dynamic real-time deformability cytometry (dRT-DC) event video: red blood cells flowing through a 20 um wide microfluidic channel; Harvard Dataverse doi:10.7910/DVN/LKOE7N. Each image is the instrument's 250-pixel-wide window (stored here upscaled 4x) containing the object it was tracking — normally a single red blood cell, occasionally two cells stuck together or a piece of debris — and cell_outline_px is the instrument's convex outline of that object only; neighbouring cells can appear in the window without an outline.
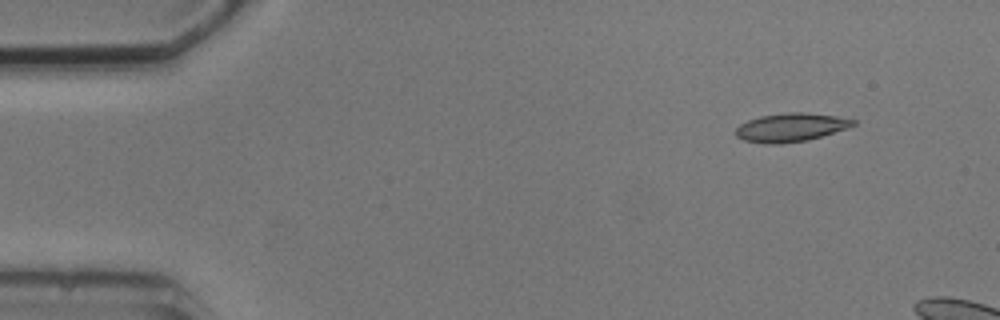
{"species": "common noctule bat (a hibernating species)", "species_latin": "Nyctalus noctula", "temperature_condition": "cold", "stored_images_in_passage": 4, "camera_frame_rate_fps": 3000, "um_per_image_px": 0.085, "animal": {"sex": "male", "body_mass_g": 20.5, "forearm_length_mm": 52.5}, "frame": {"image": 1, "passage_image": 2, "time_ms": 1.333, "image_size_px": [1000, 320], "cell_outline_px": [[856, 124], [848, 128], [808, 140], [780, 144], [764, 144], [744, 140], [736, 136], [736, 128], [740, 124], [748, 120], [760, 116], [788, 112], [804, 112], [836, 116], [856, 120]], "centroid_in_image_um": [67.22, 10.83], "position_along_channel_um": 17.8, "area_um2": 19.54}}